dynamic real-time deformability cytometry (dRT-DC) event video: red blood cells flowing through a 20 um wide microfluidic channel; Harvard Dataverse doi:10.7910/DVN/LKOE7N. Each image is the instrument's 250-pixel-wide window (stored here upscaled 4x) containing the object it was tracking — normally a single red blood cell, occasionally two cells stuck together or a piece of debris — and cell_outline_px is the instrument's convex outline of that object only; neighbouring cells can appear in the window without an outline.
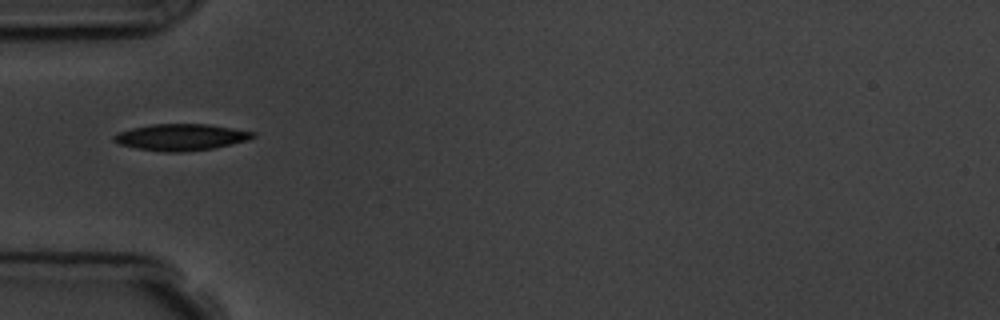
{"species": "common noctule bat (a hibernating species)", "species_latin": "Nyctalus noctula", "temperature_condition": "room temperature", "stored_images_in_passage": 1, "camera_frame_rate_fps": 3000, "um_per_image_px": 0.085, "animal": {"sex": "male", "body_mass_g": 19.5, "forearm_length_mm": 54.6}, "frame": {"image": 1, "passage_image": 1, "time_ms": 0.0, "image_size_px": [1000, 320], "cell_outline_px": [[256, 136], [248, 140], [212, 148], [180, 152], [164, 152], [136, 148], [120, 144], [112, 140], [112, 136], [120, 132], [132, 128], [152, 124], [208, 124], [256, 132]], "centroid_in_image_um": [15.38, 11.65], "position_along_channel_um": 69.6, "area_um2": 21.33}}